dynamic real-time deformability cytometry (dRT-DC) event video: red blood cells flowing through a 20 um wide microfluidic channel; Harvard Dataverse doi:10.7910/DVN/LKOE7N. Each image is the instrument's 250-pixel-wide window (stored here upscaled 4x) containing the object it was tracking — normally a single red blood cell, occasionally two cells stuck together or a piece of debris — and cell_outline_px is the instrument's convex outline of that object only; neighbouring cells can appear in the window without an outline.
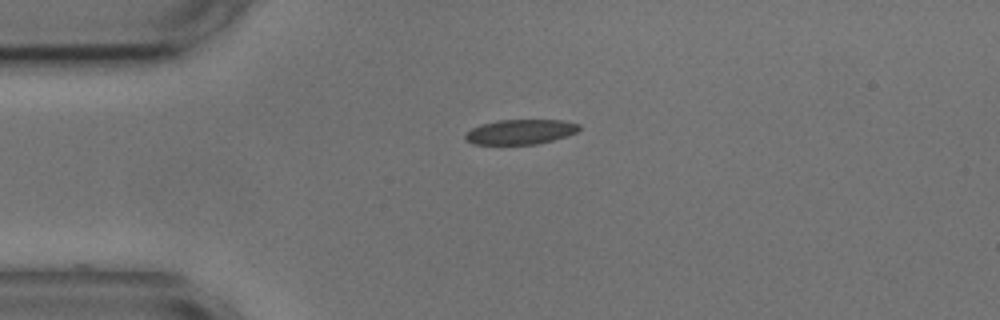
{"species": "common noctule bat (a hibernating species)", "species_latin": "Nyctalus noctula", "temperature_condition": "cold", "stored_images_in_passage": 32, "camera_frame_rate_fps": 3000, "um_per_image_px": 0.085, "animal": {"sex": "male", "body_mass_g": 17.9, "forearm_length_mm": 54.2}, "frame": {"image": 1, "passage_image": 1, "time_ms": 0.0, "image_size_px": [1000, 320], "cell_outline_px": [[580, 128], [576, 132], [568, 136], [536, 144], [472, 144], [464, 140], [464, 136], [472, 128], [480, 124], [496, 120], [560, 120], [580, 124]], "centroid_in_image_um": [44.21, 11.2], "position_along_channel_um": 40.8, "area_um2": 16.53}}
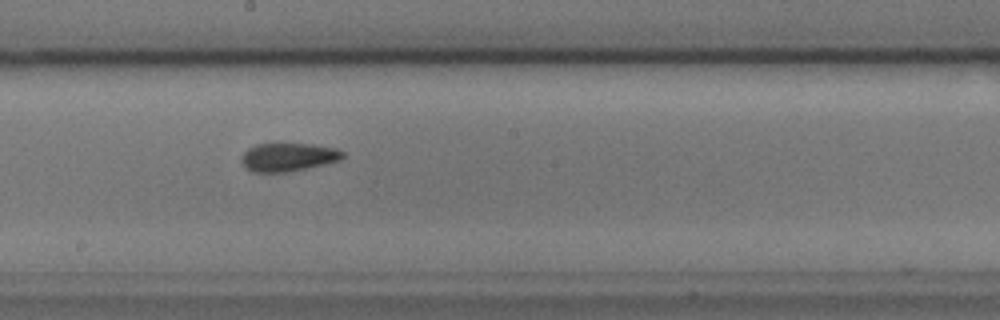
{"frame": {"image": 2, "passage_image": 18, "time_ms": 5.667, "image_size_px": [1000, 320], "cell_outline_px": [[344, 156], [340, 160], [308, 168], [288, 172], [252, 172], [240, 160], [240, 156], [248, 148], [256, 144], [312, 144], [336, 148], [344, 152]], "centroid_in_image_um": [24.49, 13.35], "position_along_channel_um": 223.7, "area_um2": 16.7}, "authors_computed_cell_mechanics": {"area_um2": 16.7042, "velocity_mm_per_s": 3.5947, "shape_relaxation_time_tau1_ms": null, "shape_relaxation_time_tau2_ms": 2.36, "deformation_change_tau1": null, "deformation_change_tau2": 0.0692}}